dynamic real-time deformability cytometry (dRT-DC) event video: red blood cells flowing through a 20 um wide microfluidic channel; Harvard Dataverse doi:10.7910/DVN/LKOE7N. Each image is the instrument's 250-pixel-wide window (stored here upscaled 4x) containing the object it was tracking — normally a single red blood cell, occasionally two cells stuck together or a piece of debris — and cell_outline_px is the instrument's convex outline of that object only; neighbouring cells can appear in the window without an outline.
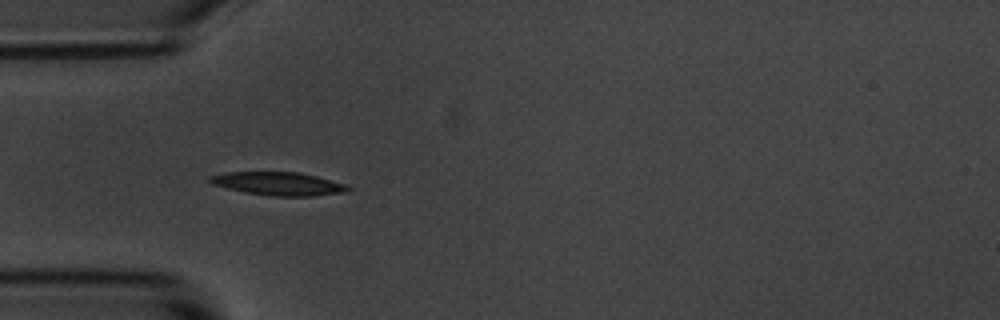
{"species": "common noctule bat (a hibernating species)", "species_latin": "Nyctalus noctula", "temperature_condition": "room temperature", "stored_images_in_passage": 10, "camera_frame_rate_fps": 3000, "um_per_image_px": 0.085, "animal": {"sex": "male", "body_mass_g": 20.1, "forearm_length_mm": 53.5}, "frame": {"image": 1, "passage_image": 5, "time_ms": 4.333, "image_size_px": [1000, 320], "cell_outline_px": [[352, 188], [348, 192], [312, 196], [268, 196], [244, 192], [212, 184], [208, 180], [208, 176], [224, 172], [300, 172], [348, 184]], "centroid_in_image_um": [23.7, 15.61], "position_along_channel_um": 61.3, "area_um2": 18.96}}
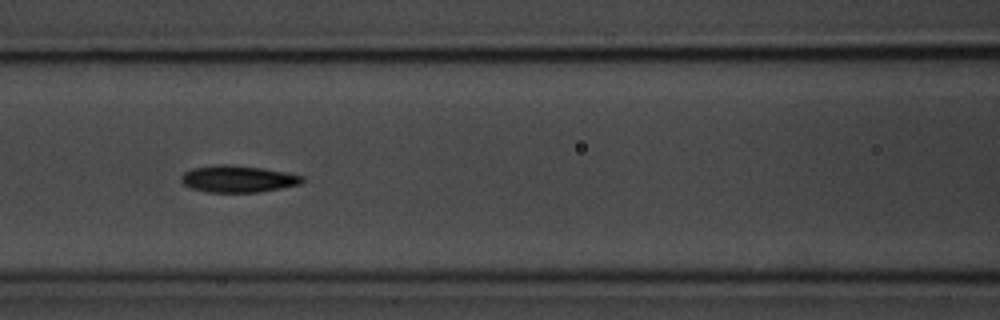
{"frame": {"image": 2, "passage_image": 7, "time_ms": 6.667, "image_size_px": [1000, 320], "cell_outline_px": [[304, 180], [300, 184], [260, 192], [208, 192], [192, 188], [184, 184], [180, 180], [180, 176], [184, 172], [192, 168], [216, 164], [232, 164], [264, 168], [288, 172], [304, 176]], "centroid_in_image_um": [20.23, 15.19], "position_along_channel_um": 146.4, "area_um2": 19.13}}
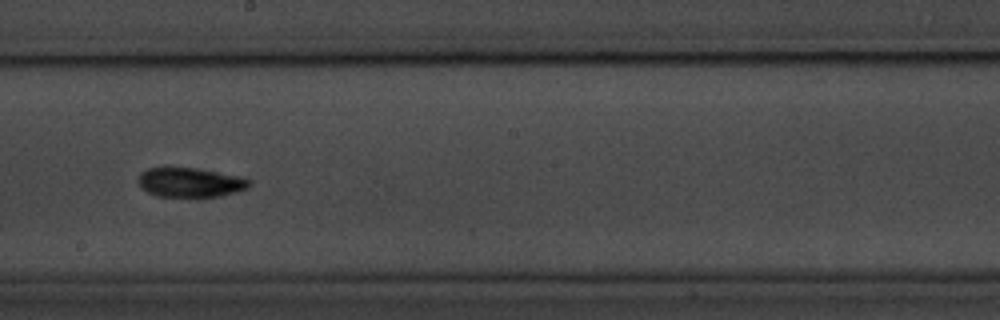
{"frame": {"image": 3, "passage_image": 9, "time_ms": 9.0, "image_size_px": [1000, 320], "cell_outline_px": [[252, 184], [248, 188], [236, 192], [220, 196], [156, 196], [140, 188], [136, 180], [136, 176], [140, 172], [148, 168], [164, 164], [168, 164], [196, 168], [244, 176], [252, 180]], "centroid_in_image_um": [16.11, 15.44], "position_along_channel_um": 232.1, "area_um2": 20.11}}